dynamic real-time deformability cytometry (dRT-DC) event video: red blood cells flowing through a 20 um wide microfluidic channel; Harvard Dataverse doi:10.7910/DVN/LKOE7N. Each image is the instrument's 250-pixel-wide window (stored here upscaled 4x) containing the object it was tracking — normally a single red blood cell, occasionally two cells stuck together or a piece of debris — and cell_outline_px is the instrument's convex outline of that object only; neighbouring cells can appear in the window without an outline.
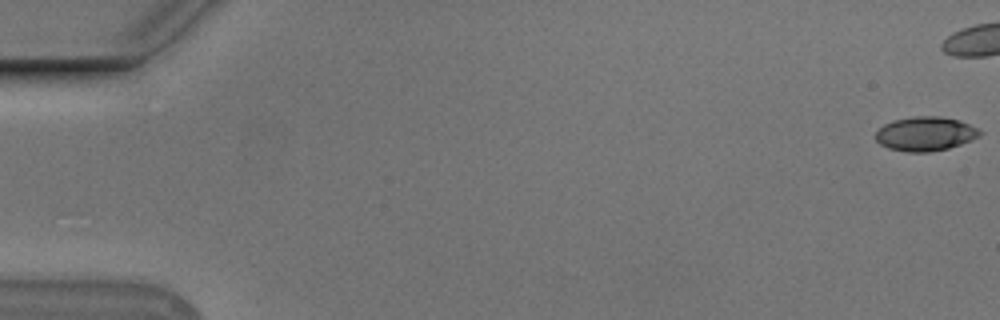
{"species": "Egyptian fruit bat (a non-hibernating species)", "species_latin": "Rousettus aegyptiacus", "temperature_condition": "cold", "stored_images_in_passage": 44, "camera_frame_rate_fps": 3000, "um_per_image_px": 0.085, "animal": {"sex": "male"}, "frame": {"image": 1, "passage_image": 1, "time_ms": 0.0, "image_size_px": [1000, 320], "cell_outline_px": [[984, 132], [980, 136], [972, 140], [948, 148], [928, 152], [908, 152], [888, 148], [880, 144], [876, 140], [876, 132], [884, 124], [892, 120], [912, 116], [940, 116], [960, 120]], "centroid_in_image_um": [78.66, 11.36], "position_along_channel_um": 6.3, "area_um2": 20.81}}
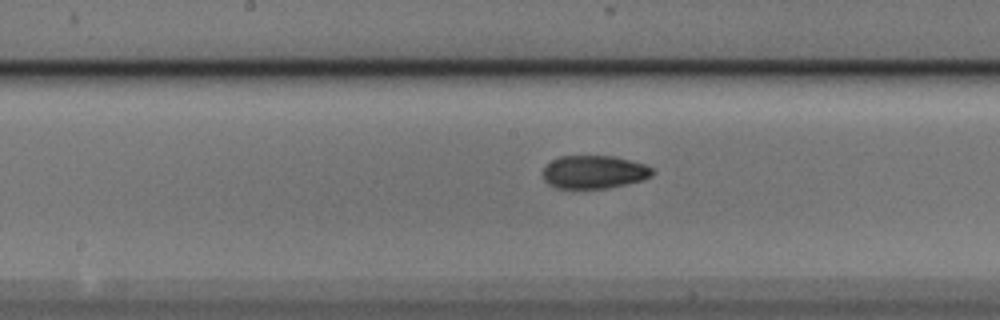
{"frame": {"image": 2, "passage_image": 29, "time_ms": 9.333, "image_size_px": [1000, 320], "cell_outline_px": [[656, 172], [652, 176], [644, 180], [628, 184], [608, 188], [556, 188], [548, 184], [544, 180], [540, 172], [552, 160], [560, 156], [616, 156], [644, 164], [652, 168]], "centroid_in_image_um": [50.51, 14.62], "position_along_channel_um": 197.7, "area_um2": 21.44}}
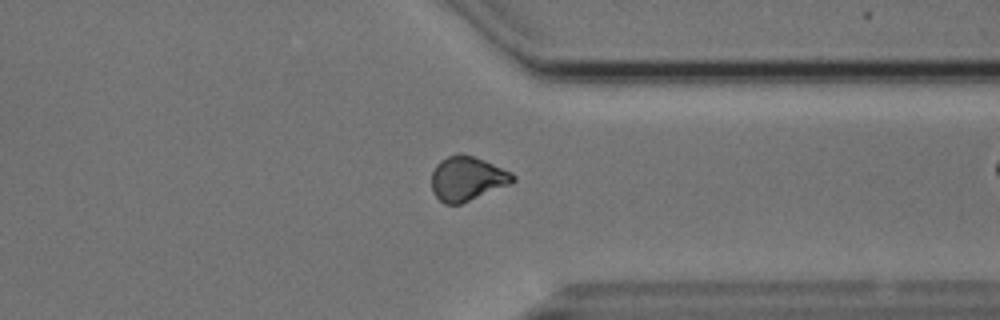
{"frame": {"image": 3, "passage_image": 43, "time_ms": 14.0, "image_size_px": [1000, 320], "cell_outline_px": [[516, 180], [508, 184], [460, 204], [444, 204], [432, 192], [432, 172], [436, 164], [440, 160], [448, 156], [460, 152], [484, 160], [512, 172], [516, 176]], "centroid_in_image_um": [39.69, 15.16], "position_along_channel_um": 371.7, "area_um2": 20.87}}